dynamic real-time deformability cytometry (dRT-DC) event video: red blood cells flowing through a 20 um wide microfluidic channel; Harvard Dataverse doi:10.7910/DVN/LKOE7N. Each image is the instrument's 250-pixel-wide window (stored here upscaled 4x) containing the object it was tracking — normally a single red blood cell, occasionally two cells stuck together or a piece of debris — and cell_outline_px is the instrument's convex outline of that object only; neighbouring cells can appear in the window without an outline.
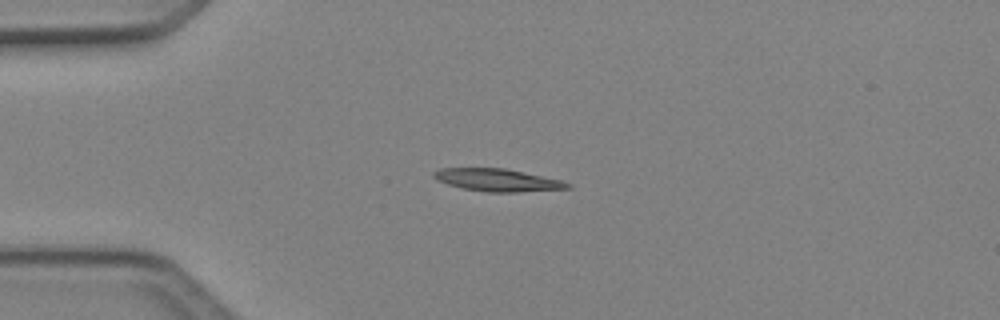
{"species": "Egyptian fruit bat (a non-hibernating species)", "species_latin": "Rousettus aegyptiacus", "temperature_condition": "cold", "stored_images_in_passage": 4, "camera_frame_rate_fps": 3000, "um_per_image_px": 0.085, "animal": {"sex": "female"}, "frame": {"image": 1, "passage_image": 4, "time_ms": 1.0, "image_size_px": [1000, 320], "cell_outline_px": [[572, 188], [516, 192], [488, 192], [464, 188], [448, 184], [436, 180], [432, 176], [432, 172], [440, 168], [504, 168], [524, 172], [560, 180], [572, 184]], "centroid_in_image_um": [42.27, 15.3], "position_along_channel_um": 42.7, "area_um2": 17.46}}